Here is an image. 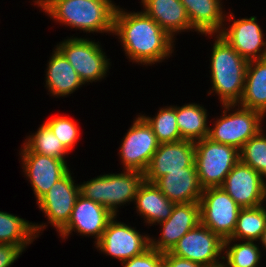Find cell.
I'll use <instances>...</instances> for the list:
<instances>
[{
	"label": "cell",
	"mask_w": 266,
	"mask_h": 267,
	"mask_svg": "<svg viewBox=\"0 0 266 267\" xmlns=\"http://www.w3.org/2000/svg\"><path fill=\"white\" fill-rule=\"evenodd\" d=\"M44 123L52 130L68 151L73 149L80 135L75 121L65 116H56Z\"/></svg>",
	"instance_id": "1f68e13d"
},
{
	"label": "cell",
	"mask_w": 266,
	"mask_h": 267,
	"mask_svg": "<svg viewBox=\"0 0 266 267\" xmlns=\"http://www.w3.org/2000/svg\"><path fill=\"white\" fill-rule=\"evenodd\" d=\"M223 250L224 240L200 223L182 236L170 253L209 267L222 263Z\"/></svg>",
	"instance_id": "9c48e42d"
},
{
	"label": "cell",
	"mask_w": 266,
	"mask_h": 267,
	"mask_svg": "<svg viewBox=\"0 0 266 267\" xmlns=\"http://www.w3.org/2000/svg\"><path fill=\"white\" fill-rule=\"evenodd\" d=\"M113 217L114 215L98 202L79 195L72 210L71 218L59 232V235L65 239L74 230V232L77 231L83 236H95L96 244Z\"/></svg>",
	"instance_id": "9a60e30c"
},
{
	"label": "cell",
	"mask_w": 266,
	"mask_h": 267,
	"mask_svg": "<svg viewBox=\"0 0 266 267\" xmlns=\"http://www.w3.org/2000/svg\"><path fill=\"white\" fill-rule=\"evenodd\" d=\"M163 267H205L189 259L177 257L170 252L163 253Z\"/></svg>",
	"instance_id": "e575fe53"
},
{
	"label": "cell",
	"mask_w": 266,
	"mask_h": 267,
	"mask_svg": "<svg viewBox=\"0 0 266 267\" xmlns=\"http://www.w3.org/2000/svg\"><path fill=\"white\" fill-rule=\"evenodd\" d=\"M48 61L46 85L54 97L73 93L84 83L65 56L56 48Z\"/></svg>",
	"instance_id": "603a6c76"
},
{
	"label": "cell",
	"mask_w": 266,
	"mask_h": 267,
	"mask_svg": "<svg viewBox=\"0 0 266 267\" xmlns=\"http://www.w3.org/2000/svg\"><path fill=\"white\" fill-rule=\"evenodd\" d=\"M240 208L257 207L266 201V187L262 175L240 160L220 186Z\"/></svg>",
	"instance_id": "7c38bea8"
},
{
	"label": "cell",
	"mask_w": 266,
	"mask_h": 267,
	"mask_svg": "<svg viewBox=\"0 0 266 267\" xmlns=\"http://www.w3.org/2000/svg\"><path fill=\"white\" fill-rule=\"evenodd\" d=\"M144 173L124 170L123 173L100 175L79 185L80 195L107 208L117 216L118 206L135 201Z\"/></svg>",
	"instance_id": "277c9868"
},
{
	"label": "cell",
	"mask_w": 266,
	"mask_h": 267,
	"mask_svg": "<svg viewBox=\"0 0 266 267\" xmlns=\"http://www.w3.org/2000/svg\"><path fill=\"white\" fill-rule=\"evenodd\" d=\"M264 178H266V171L262 174V179H263V182H264V184H265V187H266V181H264L265 179Z\"/></svg>",
	"instance_id": "74e56055"
},
{
	"label": "cell",
	"mask_w": 266,
	"mask_h": 267,
	"mask_svg": "<svg viewBox=\"0 0 266 267\" xmlns=\"http://www.w3.org/2000/svg\"><path fill=\"white\" fill-rule=\"evenodd\" d=\"M134 202L137 213H140L149 225L166 221L175 205L154 183L146 180L139 186Z\"/></svg>",
	"instance_id": "7402d4cb"
},
{
	"label": "cell",
	"mask_w": 266,
	"mask_h": 267,
	"mask_svg": "<svg viewBox=\"0 0 266 267\" xmlns=\"http://www.w3.org/2000/svg\"><path fill=\"white\" fill-rule=\"evenodd\" d=\"M113 33L119 36L129 60L152 65L170 57L173 39L144 11L129 13L118 6Z\"/></svg>",
	"instance_id": "6da1fadb"
},
{
	"label": "cell",
	"mask_w": 266,
	"mask_h": 267,
	"mask_svg": "<svg viewBox=\"0 0 266 267\" xmlns=\"http://www.w3.org/2000/svg\"><path fill=\"white\" fill-rule=\"evenodd\" d=\"M50 18L85 32L113 33L116 4L111 0H36Z\"/></svg>",
	"instance_id": "7a4b0ae2"
},
{
	"label": "cell",
	"mask_w": 266,
	"mask_h": 267,
	"mask_svg": "<svg viewBox=\"0 0 266 267\" xmlns=\"http://www.w3.org/2000/svg\"><path fill=\"white\" fill-rule=\"evenodd\" d=\"M206 111L203 106L195 103L176 106V122L183 140L196 142L208 137Z\"/></svg>",
	"instance_id": "484cf974"
},
{
	"label": "cell",
	"mask_w": 266,
	"mask_h": 267,
	"mask_svg": "<svg viewBox=\"0 0 266 267\" xmlns=\"http://www.w3.org/2000/svg\"><path fill=\"white\" fill-rule=\"evenodd\" d=\"M189 166H196L195 142L180 140L160 143L144 172V180L154 183L169 172L183 171Z\"/></svg>",
	"instance_id": "5bb4252c"
},
{
	"label": "cell",
	"mask_w": 266,
	"mask_h": 267,
	"mask_svg": "<svg viewBox=\"0 0 266 267\" xmlns=\"http://www.w3.org/2000/svg\"><path fill=\"white\" fill-rule=\"evenodd\" d=\"M123 267H163V253L149 247L142 254L122 262Z\"/></svg>",
	"instance_id": "d6a6232c"
},
{
	"label": "cell",
	"mask_w": 266,
	"mask_h": 267,
	"mask_svg": "<svg viewBox=\"0 0 266 267\" xmlns=\"http://www.w3.org/2000/svg\"><path fill=\"white\" fill-rule=\"evenodd\" d=\"M122 141L119 155L124 170L144 173L160 144L150 125L139 115Z\"/></svg>",
	"instance_id": "30bf717a"
},
{
	"label": "cell",
	"mask_w": 266,
	"mask_h": 267,
	"mask_svg": "<svg viewBox=\"0 0 266 267\" xmlns=\"http://www.w3.org/2000/svg\"><path fill=\"white\" fill-rule=\"evenodd\" d=\"M266 206L241 208L237 223L230 241H257L260 240L266 227Z\"/></svg>",
	"instance_id": "4316f807"
},
{
	"label": "cell",
	"mask_w": 266,
	"mask_h": 267,
	"mask_svg": "<svg viewBox=\"0 0 266 267\" xmlns=\"http://www.w3.org/2000/svg\"><path fill=\"white\" fill-rule=\"evenodd\" d=\"M70 170L50 188L38 202L48 223L60 232L69 222L75 202L80 195L79 185H74Z\"/></svg>",
	"instance_id": "4fadbf2b"
},
{
	"label": "cell",
	"mask_w": 266,
	"mask_h": 267,
	"mask_svg": "<svg viewBox=\"0 0 266 267\" xmlns=\"http://www.w3.org/2000/svg\"><path fill=\"white\" fill-rule=\"evenodd\" d=\"M211 54L212 90L222 105L239 104L245 85L248 60L244 59L222 36L216 35ZM213 91V92H211Z\"/></svg>",
	"instance_id": "3957f363"
},
{
	"label": "cell",
	"mask_w": 266,
	"mask_h": 267,
	"mask_svg": "<svg viewBox=\"0 0 266 267\" xmlns=\"http://www.w3.org/2000/svg\"><path fill=\"white\" fill-rule=\"evenodd\" d=\"M235 106H238V109L234 113L227 114ZM223 107L225 108L223 114L214 123V128L209 127L208 138L240 150L250 138L262 130L261 122L264 116L256 110L239 107V105H223Z\"/></svg>",
	"instance_id": "8992f818"
},
{
	"label": "cell",
	"mask_w": 266,
	"mask_h": 267,
	"mask_svg": "<svg viewBox=\"0 0 266 267\" xmlns=\"http://www.w3.org/2000/svg\"><path fill=\"white\" fill-rule=\"evenodd\" d=\"M241 107L266 113V57L248 62Z\"/></svg>",
	"instance_id": "cb8c5ba5"
},
{
	"label": "cell",
	"mask_w": 266,
	"mask_h": 267,
	"mask_svg": "<svg viewBox=\"0 0 266 267\" xmlns=\"http://www.w3.org/2000/svg\"><path fill=\"white\" fill-rule=\"evenodd\" d=\"M24 173L28 177L38 202L70 169L62 159L37 154L21 153Z\"/></svg>",
	"instance_id": "2e32d148"
},
{
	"label": "cell",
	"mask_w": 266,
	"mask_h": 267,
	"mask_svg": "<svg viewBox=\"0 0 266 267\" xmlns=\"http://www.w3.org/2000/svg\"><path fill=\"white\" fill-rule=\"evenodd\" d=\"M23 251L21 246L0 244V267H10Z\"/></svg>",
	"instance_id": "836d02e7"
},
{
	"label": "cell",
	"mask_w": 266,
	"mask_h": 267,
	"mask_svg": "<svg viewBox=\"0 0 266 267\" xmlns=\"http://www.w3.org/2000/svg\"><path fill=\"white\" fill-rule=\"evenodd\" d=\"M186 9L191 27L201 34L220 33L225 21L220 0H180Z\"/></svg>",
	"instance_id": "44dd1931"
},
{
	"label": "cell",
	"mask_w": 266,
	"mask_h": 267,
	"mask_svg": "<svg viewBox=\"0 0 266 267\" xmlns=\"http://www.w3.org/2000/svg\"><path fill=\"white\" fill-rule=\"evenodd\" d=\"M56 48L65 56L78 73L81 81H99L108 72L110 63L101 46L86 38H68L59 43Z\"/></svg>",
	"instance_id": "ba28073f"
},
{
	"label": "cell",
	"mask_w": 266,
	"mask_h": 267,
	"mask_svg": "<svg viewBox=\"0 0 266 267\" xmlns=\"http://www.w3.org/2000/svg\"><path fill=\"white\" fill-rule=\"evenodd\" d=\"M230 239L224 240L223 261L227 267H258L261 251L254 241H245L230 245ZM226 257V258H225Z\"/></svg>",
	"instance_id": "f546056e"
},
{
	"label": "cell",
	"mask_w": 266,
	"mask_h": 267,
	"mask_svg": "<svg viewBox=\"0 0 266 267\" xmlns=\"http://www.w3.org/2000/svg\"><path fill=\"white\" fill-rule=\"evenodd\" d=\"M144 12L169 36L191 30L187 12L180 0H141Z\"/></svg>",
	"instance_id": "ffe728a7"
},
{
	"label": "cell",
	"mask_w": 266,
	"mask_h": 267,
	"mask_svg": "<svg viewBox=\"0 0 266 267\" xmlns=\"http://www.w3.org/2000/svg\"><path fill=\"white\" fill-rule=\"evenodd\" d=\"M46 224L38 225L16 215L0 211V244H9L25 248L38 237Z\"/></svg>",
	"instance_id": "d4e9b609"
},
{
	"label": "cell",
	"mask_w": 266,
	"mask_h": 267,
	"mask_svg": "<svg viewBox=\"0 0 266 267\" xmlns=\"http://www.w3.org/2000/svg\"><path fill=\"white\" fill-rule=\"evenodd\" d=\"M219 33L244 59L251 61L266 57V42L255 16L235 20ZM262 47V48H261ZM263 47H265L263 49Z\"/></svg>",
	"instance_id": "ac0fdd59"
},
{
	"label": "cell",
	"mask_w": 266,
	"mask_h": 267,
	"mask_svg": "<svg viewBox=\"0 0 266 267\" xmlns=\"http://www.w3.org/2000/svg\"><path fill=\"white\" fill-rule=\"evenodd\" d=\"M152 128L159 143L183 140L176 122V106L160 108L155 117L141 115Z\"/></svg>",
	"instance_id": "f1b7e54d"
},
{
	"label": "cell",
	"mask_w": 266,
	"mask_h": 267,
	"mask_svg": "<svg viewBox=\"0 0 266 267\" xmlns=\"http://www.w3.org/2000/svg\"><path fill=\"white\" fill-rule=\"evenodd\" d=\"M198 224H200L199 203L175 204L171 216L159 223L162 226L161 237L158 240L150 237V247L161 253L170 252L181 237Z\"/></svg>",
	"instance_id": "e0dca14e"
},
{
	"label": "cell",
	"mask_w": 266,
	"mask_h": 267,
	"mask_svg": "<svg viewBox=\"0 0 266 267\" xmlns=\"http://www.w3.org/2000/svg\"><path fill=\"white\" fill-rule=\"evenodd\" d=\"M114 216L107 224L103 235L96 243L101 252L122 262L142 254L150 247V237L124 223L117 222Z\"/></svg>",
	"instance_id": "8fae6325"
},
{
	"label": "cell",
	"mask_w": 266,
	"mask_h": 267,
	"mask_svg": "<svg viewBox=\"0 0 266 267\" xmlns=\"http://www.w3.org/2000/svg\"><path fill=\"white\" fill-rule=\"evenodd\" d=\"M199 206L201 224L223 240L233 235L241 208L223 189L204 188Z\"/></svg>",
	"instance_id": "52a82bcc"
},
{
	"label": "cell",
	"mask_w": 266,
	"mask_h": 267,
	"mask_svg": "<svg viewBox=\"0 0 266 267\" xmlns=\"http://www.w3.org/2000/svg\"><path fill=\"white\" fill-rule=\"evenodd\" d=\"M260 242L262 243L261 245H262V247L264 248V249H266V227H265V230L263 231V234H262V237H261V239H260Z\"/></svg>",
	"instance_id": "d590c367"
},
{
	"label": "cell",
	"mask_w": 266,
	"mask_h": 267,
	"mask_svg": "<svg viewBox=\"0 0 266 267\" xmlns=\"http://www.w3.org/2000/svg\"><path fill=\"white\" fill-rule=\"evenodd\" d=\"M262 131L250 138L239 150L240 161L261 175L266 171V136Z\"/></svg>",
	"instance_id": "4dcf8cb0"
},
{
	"label": "cell",
	"mask_w": 266,
	"mask_h": 267,
	"mask_svg": "<svg viewBox=\"0 0 266 267\" xmlns=\"http://www.w3.org/2000/svg\"><path fill=\"white\" fill-rule=\"evenodd\" d=\"M240 160L239 150L206 137L195 142V164L200 186L220 187Z\"/></svg>",
	"instance_id": "5b68a950"
},
{
	"label": "cell",
	"mask_w": 266,
	"mask_h": 267,
	"mask_svg": "<svg viewBox=\"0 0 266 267\" xmlns=\"http://www.w3.org/2000/svg\"><path fill=\"white\" fill-rule=\"evenodd\" d=\"M154 184L173 203H199L203 188L200 186L196 166L183 171L169 172Z\"/></svg>",
	"instance_id": "d6986e66"
},
{
	"label": "cell",
	"mask_w": 266,
	"mask_h": 267,
	"mask_svg": "<svg viewBox=\"0 0 266 267\" xmlns=\"http://www.w3.org/2000/svg\"><path fill=\"white\" fill-rule=\"evenodd\" d=\"M209 267H227L224 262L218 264V265H215V266H209Z\"/></svg>",
	"instance_id": "8d00e7d4"
},
{
	"label": "cell",
	"mask_w": 266,
	"mask_h": 267,
	"mask_svg": "<svg viewBox=\"0 0 266 267\" xmlns=\"http://www.w3.org/2000/svg\"><path fill=\"white\" fill-rule=\"evenodd\" d=\"M28 137L21 153H37L65 160V154L69 152L45 123Z\"/></svg>",
	"instance_id": "83f0119b"
}]
</instances>
